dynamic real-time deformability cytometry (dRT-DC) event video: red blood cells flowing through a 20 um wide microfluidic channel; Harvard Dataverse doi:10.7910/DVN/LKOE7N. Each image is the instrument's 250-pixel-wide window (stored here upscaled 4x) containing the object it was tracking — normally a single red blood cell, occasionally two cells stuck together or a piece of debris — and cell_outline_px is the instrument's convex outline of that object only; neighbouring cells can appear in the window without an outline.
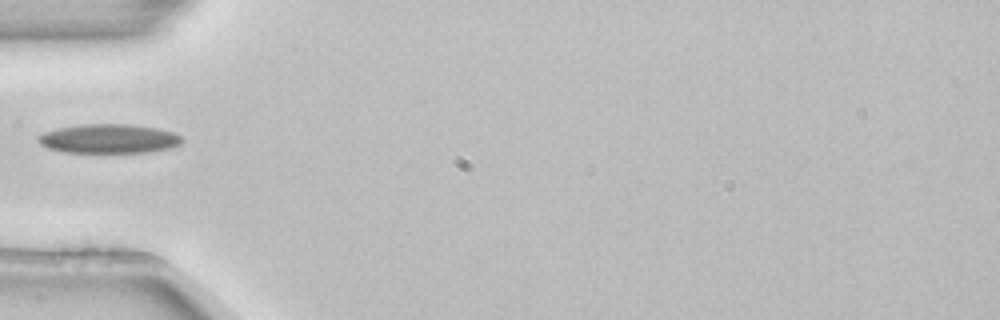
{"species": "common noctule bat (a hibernating species)", "species_latin": "Nyctalus noctula", "temperature_condition": "room temperature", "stored_images_in_passage": 5, "camera_frame_rate_fps": 3000, "um_per_image_px": 0.085, "animal": {"sex": "female", "body_mass_g": 22.7, "forearm_length_mm": 54.2}, "frame": {"image": 1, "passage_image": 5, "time_ms": 1.333, "image_size_px": [1000, 320], "cell_outline_px": [[184, 140], [180, 144], [172, 148], [148, 152], [64, 152], [48, 148], [40, 144], [36, 140], [36, 136], [44, 132], [56, 128], [80, 124], [128, 124], [156, 128], [172, 132], [180, 136]], "centroid_in_image_um": [9.22, 11.78], "position_along_channel_um": 75.8, "area_um2": 24.57}}